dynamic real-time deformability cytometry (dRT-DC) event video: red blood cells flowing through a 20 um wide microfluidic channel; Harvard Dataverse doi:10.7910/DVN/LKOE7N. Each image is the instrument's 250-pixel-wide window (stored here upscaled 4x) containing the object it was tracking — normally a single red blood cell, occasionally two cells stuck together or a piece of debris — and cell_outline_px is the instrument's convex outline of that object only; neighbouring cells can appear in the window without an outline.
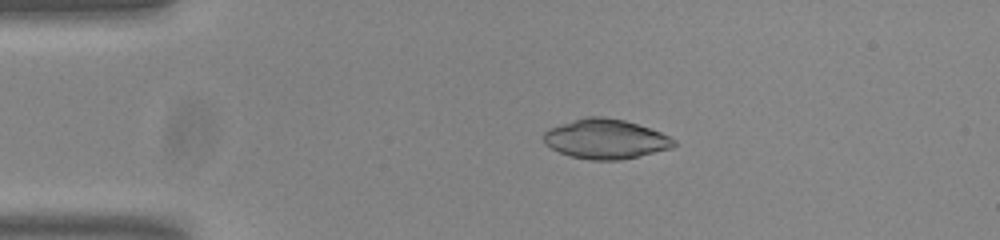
{"species": "common noctule bat (a hibernating species)", "species_latin": "Nyctalus noctula", "temperature_condition": "room temperature", "stored_images_in_passage": 43, "camera_frame_rate_fps": 3000, "um_per_image_px": 0.085, "animal": {"sex": "male", "body_mass_g": 20.0, "forearm_length_mm": 53.3}, "frame": {"image": 1, "passage_image": 7, "time_ms": 2.0, "image_size_px": [1000, 240], "cell_outline_px": [[676, 144], [672, 148], [620, 160], [592, 160], [572, 156], [560, 152], [544, 144], [544, 132], [548, 128], [588, 116], [604, 116], [624, 120], [660, 132], [676, 140]], "centroid_in_image_um": [51.47, 11.81], "position_along_channel_um": 33.5, "area_um2": 29.77}}
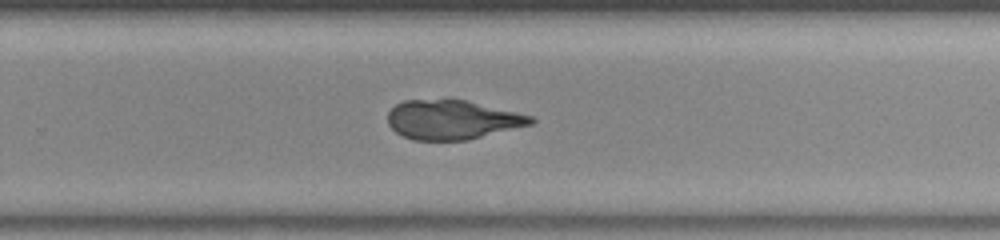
{"frame": {"image": 2, "passage_image": 31, "time_ms": 10.0, "image_size_px": [1000, 240], "cell_outline_px": [[536, 120], [532, 124], [468, 140], [412, 140], [396, 132], [388, 124], [388, 112], [396, 104], [404, 100], [464, 100], [516, 112], [532, 116]], "centroid_in_image_um": [38.43, 10.19], "position_along_channel_um": 291.4, "area_um2": 32.43}}